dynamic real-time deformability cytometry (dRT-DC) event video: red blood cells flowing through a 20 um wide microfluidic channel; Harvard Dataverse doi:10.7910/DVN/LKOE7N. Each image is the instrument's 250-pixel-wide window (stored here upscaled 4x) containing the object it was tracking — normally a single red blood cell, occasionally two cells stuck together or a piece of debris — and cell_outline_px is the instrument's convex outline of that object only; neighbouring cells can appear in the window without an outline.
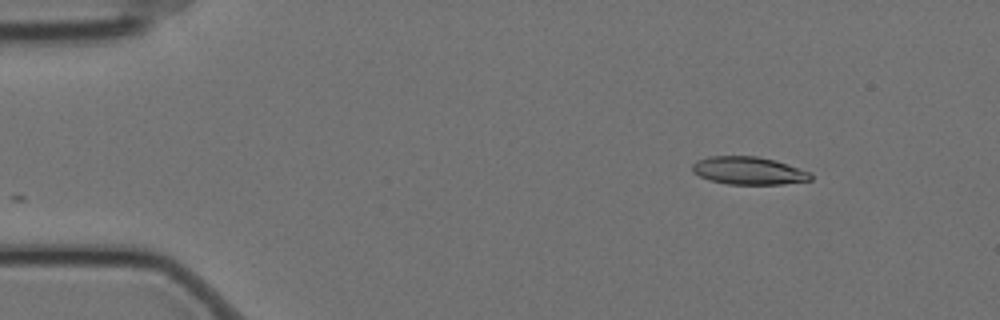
{"species": "Egyptian fruit bat (a non-hibernating species)", "species_latin": "Rousettus aegyptiacus", "temperature_condition": "cold", "stored_images_in_passage": 52, "camera_frame_rate_fps": 3000, "um_per_image_px": 0.085, "animal": {"sex": "female"}, "frame": {"image": 1, "passage_image": 1, "time_ms": 0.0, "image_size_px": [1000, 320], "cell_outline_px": [[812, 180], [784, 184], [728, 184], [708, 180], [692, 172], [692, 164], [696, 160], [708, 156], [756, 156], [772, 160], [812, 172]], "centroid_in_image_um": [63.6, 14.51], "position_along_channel_um": 21.4, "area_um2": 19.19}}
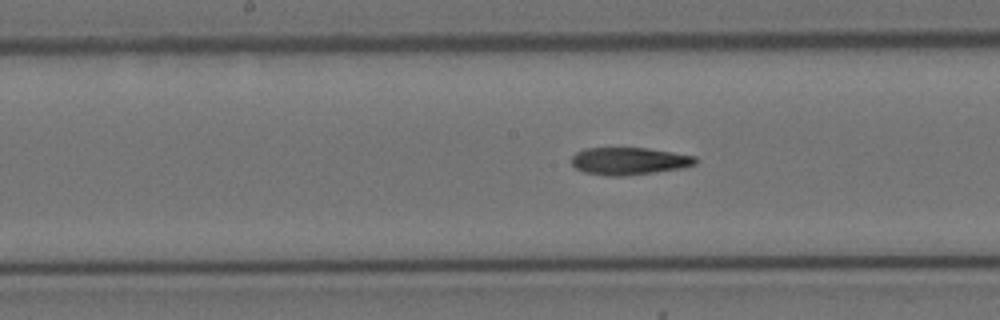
{"frame": {"image": 2, "passage_image": 23, "time_ms": 7.333, "image_size_px": [1000, 320], "cell_outline_px": [[696, 164], [684, 168], [656, 172], [624, 176], [608, 176], [584, 172], [576, 168], [572, 164], [572, 156], [576, 152], [584, 148], [648, 148], [696, 156]], "centroid_in_image_um": [53.48, 13.69], "position_along_channel_um": 194.7, "area_um2": 19.88}}
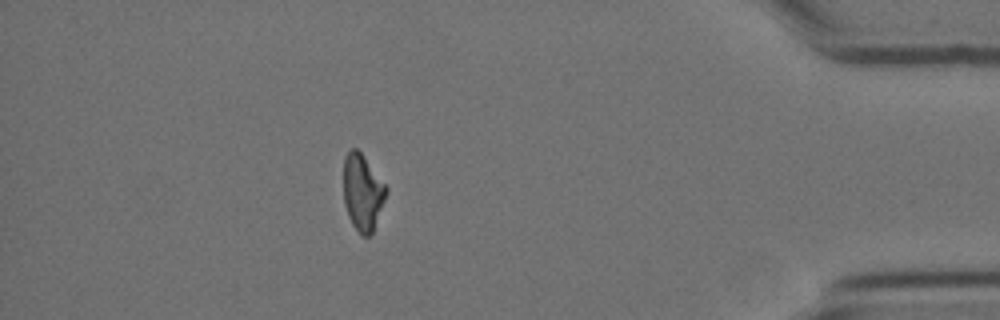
{"frame": {"image": 3, "passage_image": 45, "time_ms": 14.667, "image_size_px": [1000, 320], "cell_outline_px": [[388, 192], [372, 232], [368, 236], [360, 236], [352, 224], [348, 216], [344, 204], [344, 156], [352, 148], [356, 148], [364, 156], [388, 188]], "centroid_in_image_um": [30.81, 16.35], "position_along_channel_um": 404.4, "area_um2": 18.96}, "authors_computed_cell_mechanics": {"area_um2": 19.9699, "velocity_mm_per_s": 3.4851, "shape_relaxation_time_tau1_ms": 10.5325, "shape_relaxation_time_tau2_ms": 6.4433, "deformation_change_tau1": 0.2271, "deformation_change_tau2": 0.1547}}